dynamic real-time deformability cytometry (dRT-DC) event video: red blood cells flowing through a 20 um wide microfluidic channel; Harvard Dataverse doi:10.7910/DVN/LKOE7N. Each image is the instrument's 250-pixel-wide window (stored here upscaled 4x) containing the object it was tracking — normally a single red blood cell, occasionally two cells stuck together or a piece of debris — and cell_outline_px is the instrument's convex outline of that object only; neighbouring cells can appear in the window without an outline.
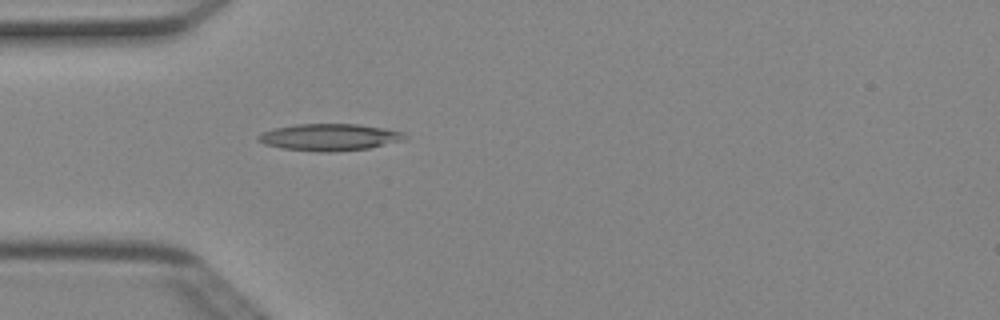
{"species": "Egyptian fruit bat (a non-hibernating species)", "species_latin": "Rousettus aegyptiacus", "temperature_condition": "cold", "stored_images_in_passage": 36, "camera_frame_rate_fps": 3000, "um_per_image_px": 0.085, "animal": {"sex": "female"}, "frame": {"image": 1, "passage_image": 1, "time_ms": 0.0, "image_size_px": [1000, 320], "cell_outline_px": [[404, 140], [368, 148], [332, 152], [316, 152], [280, 148], [264, 144], [256, 140], [256, 136], [272, 128], [296, 124], [356, 124], [384, 128], [400, 132], [404, 136]], "centroid_in_image_um": [27.91, 11.67], "position_along_channel_um": 57.1, "area_um2": 22.89}}
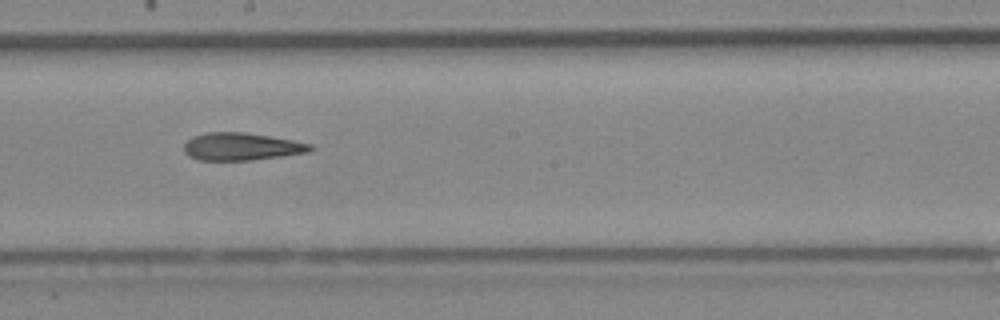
{"frame": {"image": 2, "passage_image": 14, "time_ms": 4.333, "image_size_px": [1000, 320], "cell_outline_px": [[316, 148], [308, 152], [252, 160], [196, 160], [188, 156], [184, 152], [184, 144], [192, 136], [204, 132], [244, 132], [292, 140], [312, 144]], "centroid_in_image_um": [20.49, 12.46], "position_along_channel_um": 227.7, "area_um2": 20.35}}
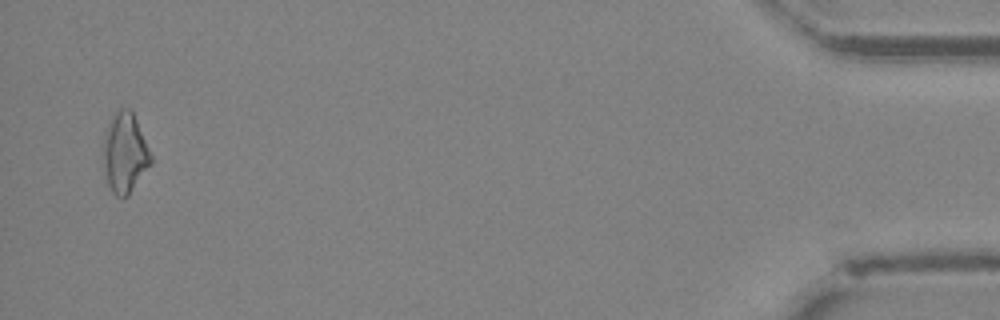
{"frame": {"image": 3, "passage_image": 35, "time_ms": 11.333, "image_size_px": [1000, 320], "cell_outline_px": [[152, 164], [128, 196], [116, 196], [112, 192], [104, 176], [104, 132], [112, 112], [120, 108], [128, 108], [132, 112], [136, 120], [152, 156]], "centroid_in_image_um": [10.6, 12.99], "position_along_channel_um": 424.6, "area_um2": 22.31}, "authors_computed_cell_mechanics": {"area_um2": 20.6057, "velocity_mm_per_s": 4.0345, "shape_relaxation_time_tau1_ms": null, "shape_relaxation_time_tau2_ms": 6.5076, "deformation_change_tau1": null, "deformation_change_tau2": 0.199}}